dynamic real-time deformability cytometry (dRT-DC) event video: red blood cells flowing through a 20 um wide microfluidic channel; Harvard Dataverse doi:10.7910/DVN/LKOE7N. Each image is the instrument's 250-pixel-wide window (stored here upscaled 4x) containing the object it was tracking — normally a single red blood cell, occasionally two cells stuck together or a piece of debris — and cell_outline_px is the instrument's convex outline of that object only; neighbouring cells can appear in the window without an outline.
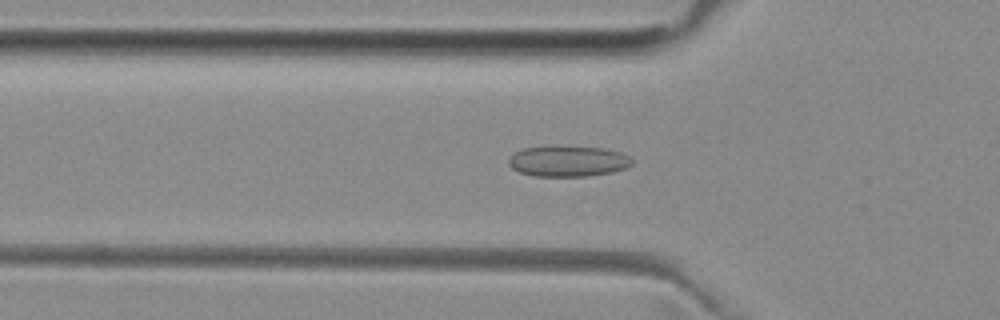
{"species": "common noctule bat (a hibernating species)", "species_latin": "Nyctalus noctula", "temperature_condition": "room temperature", "stored_images_in_passage": 52, "camera_frame_rate_fps": 3000, "um_per_image_px": 0.085, "animal": {"sex": "female", "body_mass_g": 29.2, "forearm_length_mm": 56.3}, "frame": {"image": 1, "passage_image": 17, "time_ms": 5.333, "image_size_px": [1000, 320], "cell_outline_px": [[632, 164], [624, 168], [612, 172], [584, 176], [532, 176], [520, 172], [512, 168], [508, 164], [508, 160], [516, 152], [524, 148], [604, 148], [620, 152], [628, 156], [632, 160]], "centroid_in_image_um": [48.28, 13.73], "position_along_channel_um": 77.5, "area_um2": 21.33}}
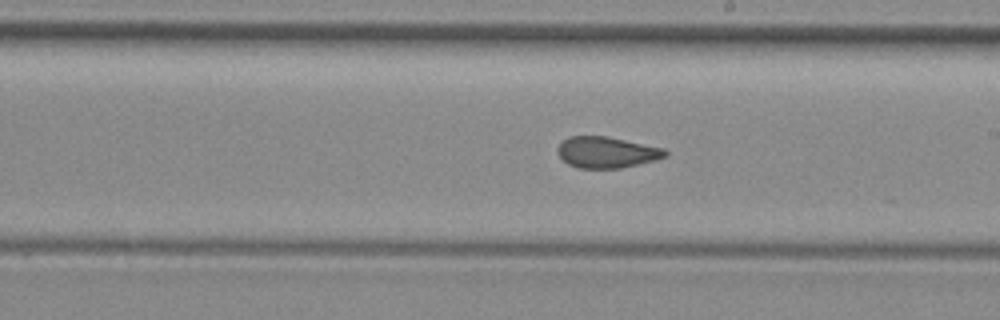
{"frame": {"image": 2, "passage_image": 29, "time_ms": 9.333, "image_size_px": [1000, 320], "cell_outline_px": [[668, 156], [620, 168], [580, 168], [568, 164], [560, 156], [556, 148], [568, 136], [608, 136], [664, 148], [668, 152]], "centroid_in_image_um": [51.56, 12.93], "position_along_channel_um": 237.4, "area_um2": 19.36}}
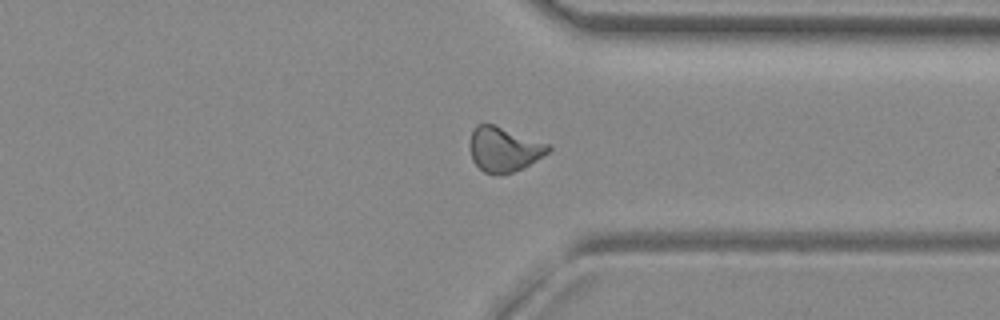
{"frame": {"image": 3, "passage_image": 39, "time_ms": 12.667, "image_size_px": [1000, 320], "cell_outline_px": [[552, 148], [548, 152], [524, 168], [512, 172], [496, 176], [484, 172], [472, 160], [468, 148], [468, 144], [472, 132], [476, 124], [496, 124], [552, 144]], "centroid_in_image_um": [42.84, 12.68], "position_along_channel_um": 368.6, "area_um2": 21.04}, "authors_computed_cell_mechanics": {"area_um2": 20.6057, "velocity_mm_per_s": 3.985, "shape_relaxation_time_tau1_ms": null, "shape_relaxation_time_tau2_ms": 1.4691, "deformation_change_tau1": null, "deformation_change_tau2": 0.0751}}